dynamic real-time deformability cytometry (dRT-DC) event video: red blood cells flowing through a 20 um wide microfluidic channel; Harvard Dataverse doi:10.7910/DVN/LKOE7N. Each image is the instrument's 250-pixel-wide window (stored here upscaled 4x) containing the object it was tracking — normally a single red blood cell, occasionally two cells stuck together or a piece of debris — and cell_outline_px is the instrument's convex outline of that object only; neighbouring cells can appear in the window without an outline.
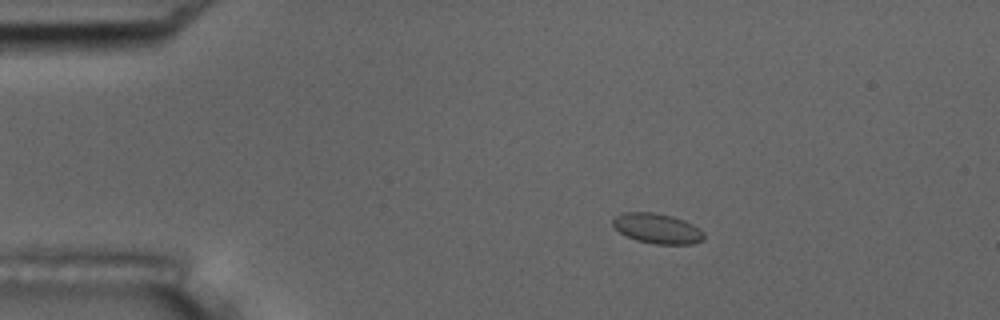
{"species": "common noctule bat (a hibernating species)", "species_latin": "Nyctalus noctula", "temperature_condition": "room temperature", "stored_images_in_passage": 5, "camera_frame_rate_fps": 3000, "um_per_image_px": 0.085, "animal": {"sex": "male", "body_mass_g": 17.5, "forearm_length_mm": 52.3}, "frame": {"image": 1, "passage_image": 4, "time_ms": 3.333, "image_size_px": [1000, 320], "cell_outline_px": [[704, 240], [692, 244], [656, 244], [636, 240], [620, 232], [612, 224], [612, 220], [616, 216], [624, 212], [652, 212], [672, 216], [684, 220], [692, 224], [704, 232]], "centroid_in_image_um": [55.88, 19.42], "position_along_channel_um": 29.1, "area_um2": 15.9}}